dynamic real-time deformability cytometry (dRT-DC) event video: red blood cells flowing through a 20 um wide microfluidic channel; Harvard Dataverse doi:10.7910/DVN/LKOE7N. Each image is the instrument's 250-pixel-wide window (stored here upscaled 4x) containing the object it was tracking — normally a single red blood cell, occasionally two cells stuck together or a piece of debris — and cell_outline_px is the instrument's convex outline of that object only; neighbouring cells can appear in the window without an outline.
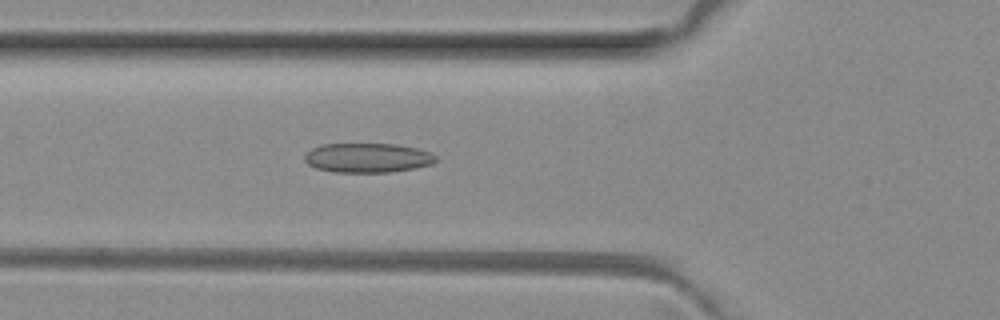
{"species": "common noctule bat (a hibernating species)", "species_latin": "Nyctalus noctula", "temperature_condition": "room temperature", "stored_images_in_passage": 35, "camera_frame_rate_fps": 3000, "um_per_image_px": 0.085, "animal": {"sex": "female", "body_mass_g": 29.2, "forearm_length_mm": 56.3}, "frame": {"image": 1, "passage_image": 7, "time_ms": 2.0, "image_size_px": [1000, 320], "cell_outline_px": [[436, 160], [432, 164], [412, 168], [388, 172], [332, 172], [316, 168], [308, 164], [304, 160], [304, 156], [312, 148], [320, 144], [396, 144], [416, 148], [428, 152], [436, 156]], "centroid_in_image_um": [31.2, 13.41], "position_along_channel_um": 94.6, "area_um2": 22.37}}
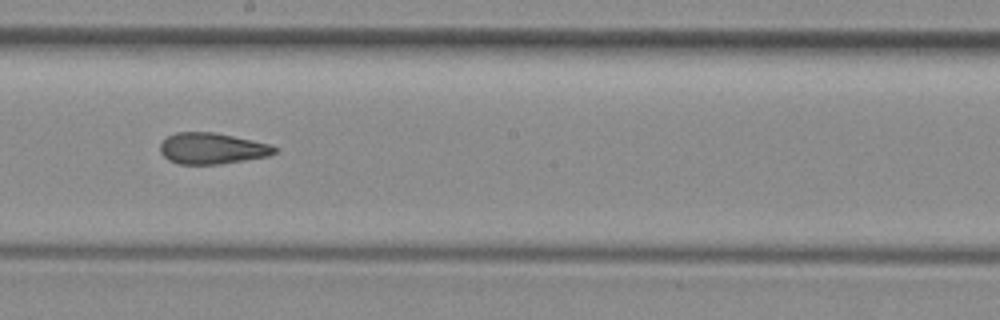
{"frame": {"image": 2, "passage_image": 17, "time_ms": 5.333, "image_size_px": [1000, 320], "cell_outline_px": [[280, 148], [276, 152], [268, 156], [220, 164], [180, 164], [168, 160], [160, 152], [160, 144], [168, 136], [176, 132], [212, 132], [252, 140], [268, 144]], "centroid_in_image_um": [18.02, 12.62], "position_along_channel_um": 230.2, "area_um2": 20.63}}
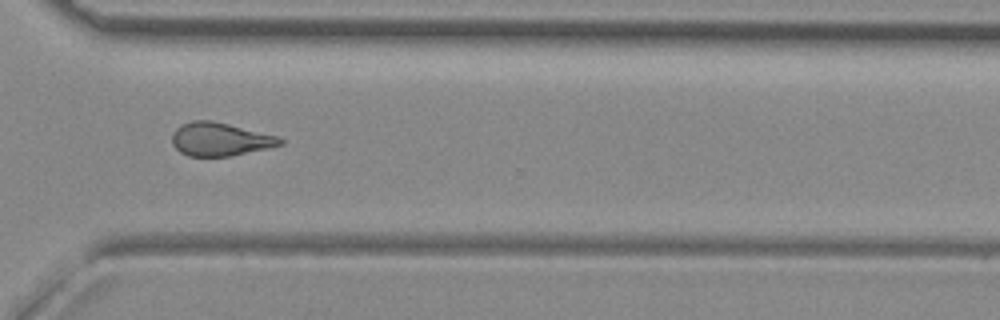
{"frame": {"image": 3, "passage_image": 26, "time_ms": 8.333, "image_size_px": [1000, 320], "cell_outline_px": [[284, 144], [268, 148], [232, 156], [188, 156], [180, 152], [172, 144], [172, 132], [180, 124], [192, 120], [208, 120], [228, 124], [280, 136], [284, 140]], "centroid_in_image_um": [18.71, 11.83], "position_along_channel_um": 351.9, "area_um2": 21.15}, "authors_computed_cell_mechanics": {"area_um2": 21.1548, "velocity_mm_per_s": 4.0659, "shape_relaxation_time_tau1_ms": null, "shape_relaxation_time_tau2_ms": 2.5198, "deformation_change_tau1": null, "deformation_change_tau2": 0.1042}}